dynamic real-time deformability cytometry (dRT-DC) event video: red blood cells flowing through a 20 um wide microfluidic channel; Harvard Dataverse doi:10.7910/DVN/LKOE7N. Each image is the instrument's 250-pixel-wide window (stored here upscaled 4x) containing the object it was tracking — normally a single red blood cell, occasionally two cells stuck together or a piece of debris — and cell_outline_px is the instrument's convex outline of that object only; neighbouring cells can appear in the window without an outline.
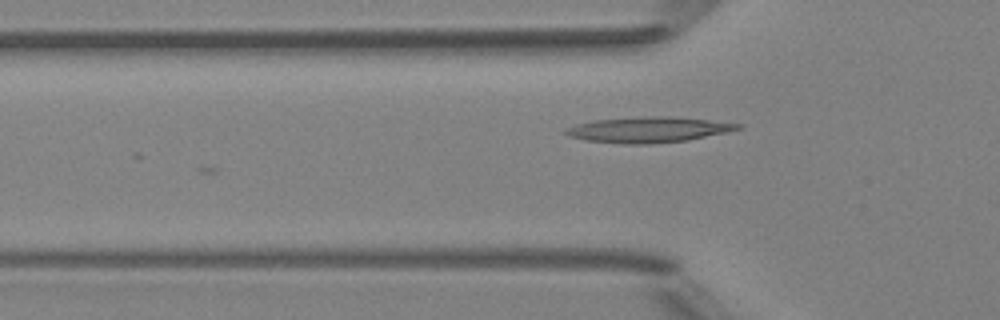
{"species": "Egyptian fruit bat (a non-hibernating species)", "species_latin": "Rousettus aegyptiacus", "temperature_condition": "room temperature", "stored_images_in_passage": 6, "camera_frame_rate_fps": 3000, "um_per_image_px": 0.085, "animal": {"sex": "female"}, "frame": {"image": 1, "passage_image": 6, "time_ms": 6.0, "image_size_px": [1000, 320], "cell_outline_px": [[744, 124], [740, 128], [724, 132], [688, 140], [652, 144], [624, 144], [588, 140], [568, 136], [564, 132], [564, 128], [576, 124], [596, 120], [652, 116], [668, 116], [708, 120]], "centroid_in_image_um": [55.08, 11.03], "position_along_channel_um": 70.7, "area_um2": 25.32}}